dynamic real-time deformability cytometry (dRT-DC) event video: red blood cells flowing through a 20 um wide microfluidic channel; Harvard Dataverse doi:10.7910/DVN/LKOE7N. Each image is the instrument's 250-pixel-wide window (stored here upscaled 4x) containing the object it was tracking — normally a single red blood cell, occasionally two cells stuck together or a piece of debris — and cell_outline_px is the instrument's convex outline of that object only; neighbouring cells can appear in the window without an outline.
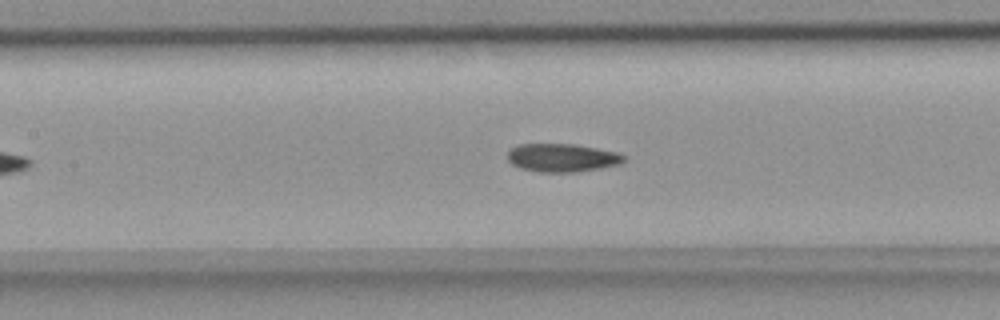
{"species": "common noctule bat (a hibernating species)", "species_latin": "Nyctalus noctula", "temperature_condition": "room temperature", "stored_images_in_passage": 43, "camera_frame_rate_fps": 3000, "um_per_image_px": 0.085, "animal": {"sex": "female", "body_mass_g": 18.4}, "frame": {"image": 1, "passage_image": 17, "time_ms": 5.333, "image_size_px": [1000, 320], "cell_outline_px": [[624, 160], [620, 164], [600, 168], [576, 172], [540, 172], [520, 168], [512, 164], [508, 160], [508, 152], [512, 148], [520, 144], [576, 144], [616, 152], [624, 156]], "centroid_in_image_um": [47.76, 13.41], "position_along_channel_um": 159.6, "area_um2": 19.02}}
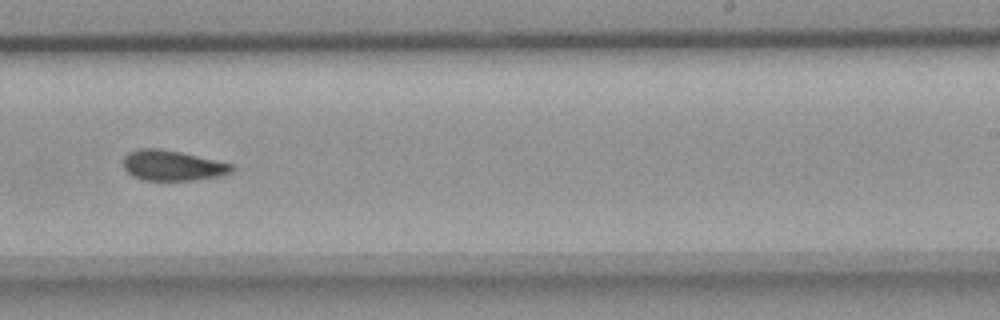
{"frame": {"image": 2, "passage_image": 26, "time_ms": 8.333, "image_size_px": [1000, 320], "cell_outline_px": [[236, 168], [232, 172], [220, 176], [192, 180], [144, 180], [132, 176], [124, 168], [124, 156], [128, 152], [140, 148], [156, 148], [180, 152], [232, 164]], "centroid_in_image_um": [14.65, 14.07], "position_along_channel_um": 274.3, "area_um2": 19.07}}
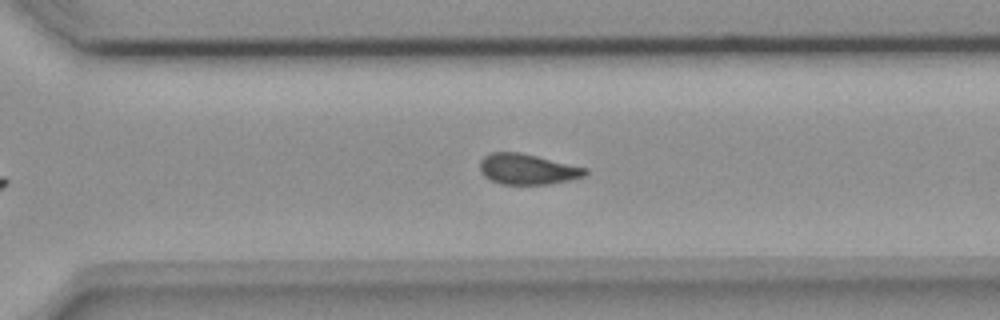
{"frame": {"image": 3, "passage_image": 30, "time_ms": 9.667, "image_size_px": [1000, 320], "cell_outline_px": [[588, 172], [584, 176], [572, 180], [548, 184], [500, 184], [484, 176], [480, 172], [480, 160], [484, 156], [492, 152], [520, 152], [588, 168]], "centroid_in_image_um": [44.84, 14.38], "position_along_channel_um": 325.8, "area_um2": 18.84}, "authors_computed_cell_mechanics": {"area_um2": 19.3052, "velocity_mm_per_s": 3.8426, "shape_relaxation_time_tau1_ms": null, "shape_relaxation_time_tau2_ms": 4.5886, "deformation_change_tau1": null, "deformation_change_tau2": 0.1039}}